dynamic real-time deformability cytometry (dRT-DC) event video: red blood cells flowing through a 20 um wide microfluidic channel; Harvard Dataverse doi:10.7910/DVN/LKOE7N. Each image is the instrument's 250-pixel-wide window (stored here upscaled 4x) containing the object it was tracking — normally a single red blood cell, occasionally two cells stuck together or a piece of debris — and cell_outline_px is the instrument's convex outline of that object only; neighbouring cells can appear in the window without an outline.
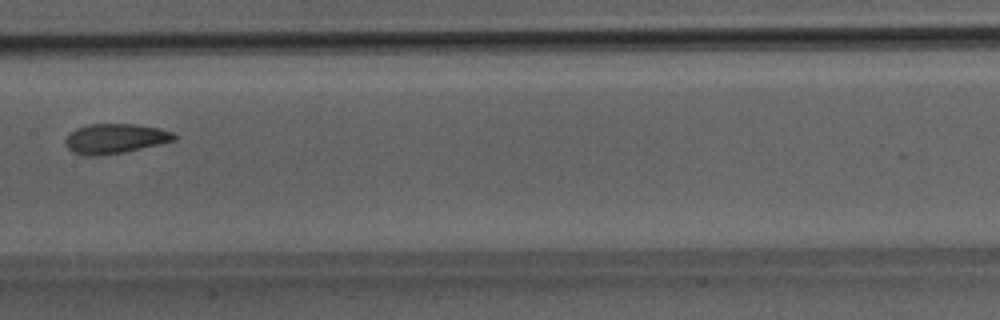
{"species": "Egyptian fruit bat (a non-hibernating species)", "species_latin": "Rousettus aegyptiacus", "temperature_condition": "room temperature", "stored_images_in_passage": 8, "camera_frame_rate_fps": 3000, "um_per_image_px": 0.085, "animal": {"sex": "male"}, "frame": {"image": 1, "passage_image": 8, "time_ms": 8.0, "image_size_px": [1000, 320], "cell_outline_px": [[180, 136], [176, 140], [124, 152], [104, 156], [84, 156], [72, 152], [64, 144], [64, 140], [68, 132], [76, 128], [88, 124], [136, 124], [160, 128], [172, 132]], "centroid_in_image_um": [9.75, 11.78], "position_along_channel_um": 197.6, "area_um2": 19.31}}